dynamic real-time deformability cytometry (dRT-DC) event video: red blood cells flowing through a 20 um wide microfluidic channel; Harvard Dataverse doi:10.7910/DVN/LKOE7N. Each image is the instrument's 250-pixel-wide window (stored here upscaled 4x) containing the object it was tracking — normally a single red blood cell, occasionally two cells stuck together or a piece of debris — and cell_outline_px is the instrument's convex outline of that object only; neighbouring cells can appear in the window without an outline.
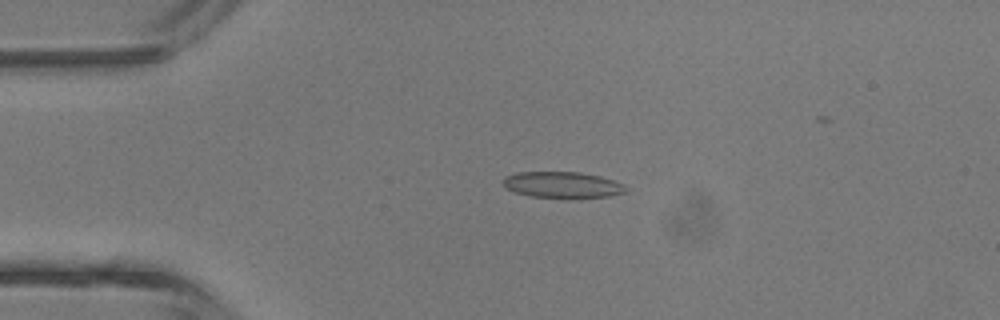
{"species": "common noctule bat (a hibernating species)", "species_latin": "Nyctalus noctula", "temperature_condition": "room temperature", "stored_images_in_passage": 3, "camera_frame_rate_fps": 3000, "um_per_image_px": 0.085, "animal": {"sex": "male", "body_mass_g": 13.3}, "frame": {"image": 1, "passage_image": 2, "time_ms": 1.333, "image_size_px": [1000, 320], "cell_outline_px": [[628, 188], [624, 192], [608, 196], [532, 196], [516, 192], [504, 188], [500, 180], [504, 176], [516, 172], [580, 172], [600, 176], [624, 184]], "centroid_in_image_um": [47.73, 15.67], "position_along_channel_um": 37.3, "area_um2": 18.26}}